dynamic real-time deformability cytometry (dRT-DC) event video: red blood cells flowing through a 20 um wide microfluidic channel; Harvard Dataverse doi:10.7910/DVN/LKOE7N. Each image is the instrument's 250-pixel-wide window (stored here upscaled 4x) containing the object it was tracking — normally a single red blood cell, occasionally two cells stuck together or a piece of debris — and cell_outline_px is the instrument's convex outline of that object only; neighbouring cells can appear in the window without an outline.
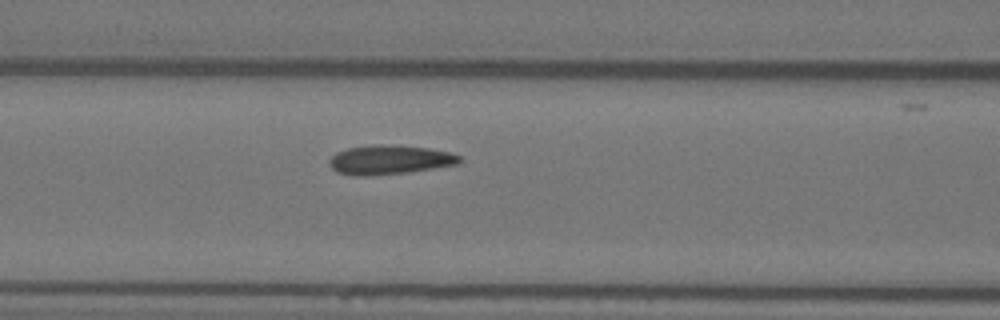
{"species": "Egyptian fruit bat (a non-hibernating species)", "species_latin": "Rousettus aegyptiacus", "temperature_condition": "warm", "stored_images_in_passage": 3, "camera_frame_rate_fps": 3000, "um_per_image_px": 0.085, "animal": {"sex": "female"}, "frame": {"image": 1, "passage_image": 3, "time_ms": 0.667, "image_size_px": [1000, 320], "cell_outline_px": [[464, 160], [456, 164], [408, 172], [364, 176], [336, 172], [328, 164], [328, 160], [336, 152], [348, 148], [376, 144], [380, 144], [428, 148], [452, 152], [460, 156]], "centroid_in_image_um": [33.11, 13.57], "position_along_channel_um": 133.5, "area_um2": 22.02}}